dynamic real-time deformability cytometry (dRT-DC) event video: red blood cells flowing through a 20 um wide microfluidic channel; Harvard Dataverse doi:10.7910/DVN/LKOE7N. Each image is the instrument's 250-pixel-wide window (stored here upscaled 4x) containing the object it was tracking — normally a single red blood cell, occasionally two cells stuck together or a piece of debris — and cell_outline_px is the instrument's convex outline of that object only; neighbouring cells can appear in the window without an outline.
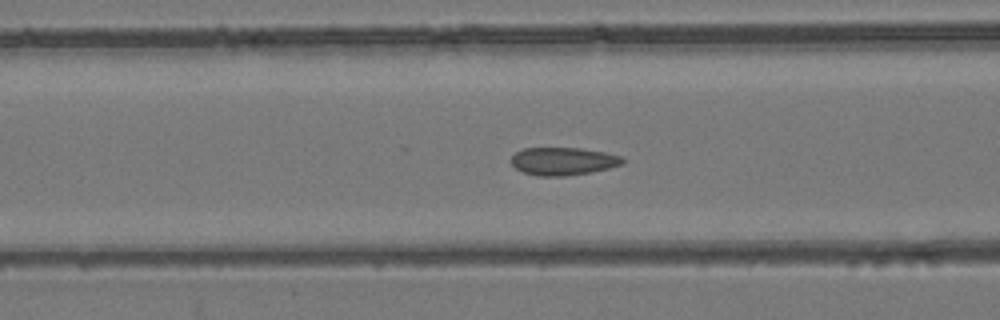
{"species": "common noctule bat (a hibernating species)", "species_latin": "Nyctalus noctula", "temperature_condition": "room temperature", "stored_images_in_passage": 54, "camera_frame_rate_fps": 3000, "um_per_image_px": 0.085, "animal": {"sex": "female", "body_mass_g": 24.6, "forearm_length_mm": 56.2}, "frame": {"image": 1, "passage_image": 22, "time_ms": 7.0, "image_size_px": [1000, 320], "cell_outline_px": [[624, 164], [592, 172], [564, 176], [536, 176], [524, 172], [516, 168], [508, 160], [516, 152], [524, 148], [580, 148], [604, 152], [620, 156], [624, 160]], "centroid_in_image_um": [47.84, 13.7], "position_along_channel_um": 118.8, "area_um2": 18.09}}
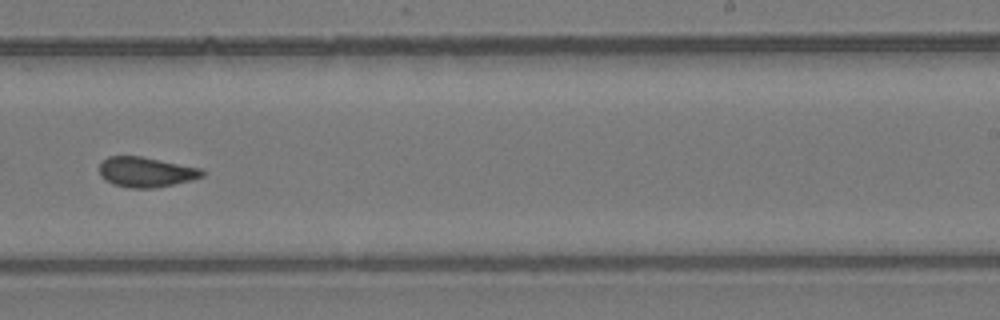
{"frame": {"image": 2, "passage_image": 34, "time_ms": 11.0, "image_size_px": [1000, 320], "cell_outline_px": [[204, 176], [192, 180], [152, 188], [128, 188], [112, 184], [104, 180], [100, 176], [100, 164], [108, 156], [140, 156], [200, 168], [204, 172]], "centroid_in_image_um": [12.38, 14.63], "position_along_channel_um": 276.6, "area_um2": 17.92}}
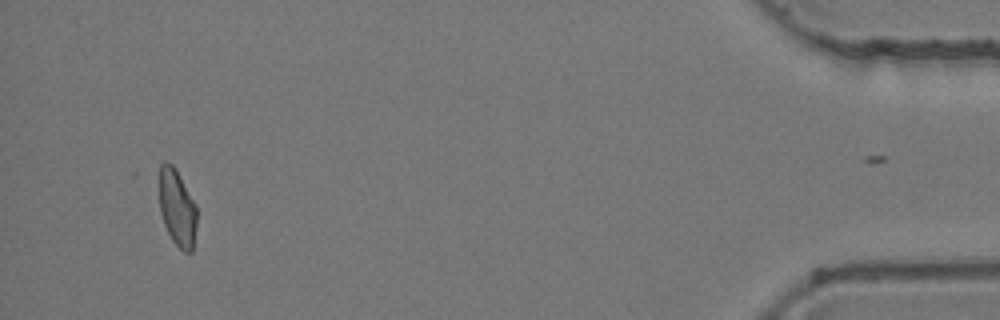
{"frame": {"image": 3, "passage_image": 51, "time_ms": 16.667, "image_size_px": [1000, 320], "cell_outline_px": [[196, 228], [192, 252], [184, 252], [172, 240], [164, 224], [160, 212], [160, 164], [164, 160], [172, 164], [196, 204]], "centroid_in_image_um": [15.06, 17.68], "position_along_channel_um": 420.1, "area_um2": 16.59}, "authors_computed_cell_mechanics": {"area_um2": 18.2359, "velocity_mm_per_s": 3.9515, "shape_relaxation_time_tau1_ms": null, "shape_relaxation_time_tau2_ms": 1.3616, "deformation_change_tau1": null, "deformation_change_tau2": 0.0501}}